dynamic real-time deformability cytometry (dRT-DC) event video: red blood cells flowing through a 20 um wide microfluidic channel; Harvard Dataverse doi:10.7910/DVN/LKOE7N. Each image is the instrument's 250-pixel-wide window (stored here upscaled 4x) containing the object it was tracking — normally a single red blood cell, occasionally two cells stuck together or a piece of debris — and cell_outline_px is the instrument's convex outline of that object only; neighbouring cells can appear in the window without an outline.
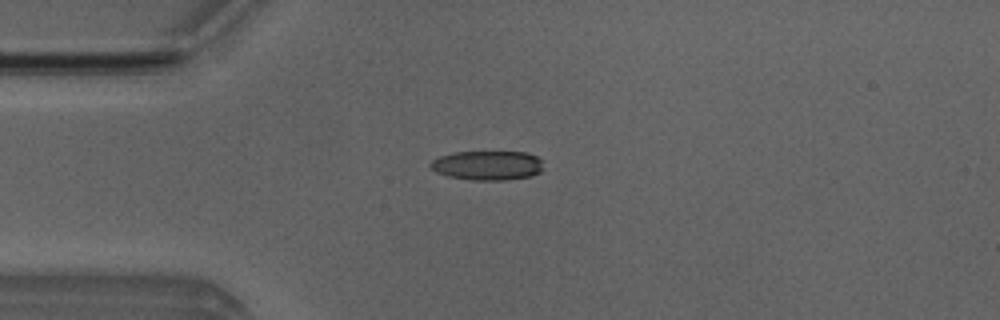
{"species": "Egyptian fruit bat (a non-hibernating species)", "species_latin": "Rousettus aegyptiacus", "temperature_condition": "room temperature", "stored_images_in_passage": 22, "camera_frame_rate_fps": 3000, "um_per_image_px": 0.085, "animal": {"sex": "male"}, "frame": {"image": 1, "passage_image": 3, "time_ms": 0.667, "image_size_px": [1000, 320], "cell_outline_px": [[544, 168], [540, 172], [532, 176], [504, 180], [472, 180], [448, 176], [436, 172], [428, 164], [432, 160], [440, 156], [452, 152], [528, 152], [544, 160]], "centroid_in_image_um": [41.48, 14.05], "position_along_channel_um": 43.5, "area_um2": 19.59}}
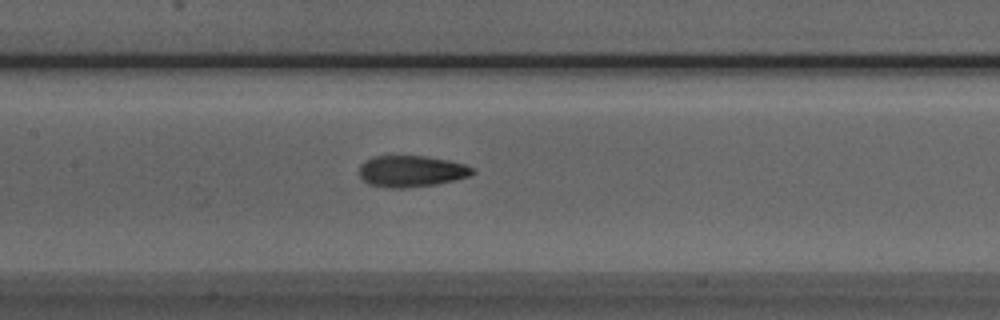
{"frame": {"image": 2, "passage_image": 14, "time_ms": 4.333, "image_size_px": [1000, 320], "cell_outline_px": [[476, 172], [472, 176], [456, 180], [436, 184], [408, 188], [384, 188], [368, 184], [360, 176], [360, 164], [376, 156], [424, 156], [448, 160], [464, 164], [472, 168]], "centroid_in_image_um": [34.99, 14.57], "position_along_channel_um": 172.4, "area_um2": 20.81}}
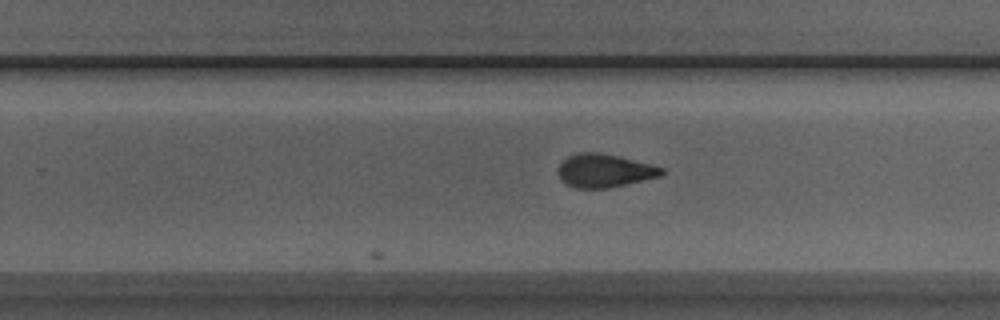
{"frame": {"image": 3, "passage_image": 22, "time_ms": 7.0, "image_size_px": [1000, 320], "cell_outline_px": [[664, 172], [660, 176], [608, 188], [572, 188], [564, 184], [560, 176], [560, 164], [568, 156], [580, 152], [596, 152], [620, 156], [652, 164], [664, 168]], "centroid_in_image_um": [51.39, 14.5], "position_along_channel_um": 278.4, "area_um2": 20.0}}